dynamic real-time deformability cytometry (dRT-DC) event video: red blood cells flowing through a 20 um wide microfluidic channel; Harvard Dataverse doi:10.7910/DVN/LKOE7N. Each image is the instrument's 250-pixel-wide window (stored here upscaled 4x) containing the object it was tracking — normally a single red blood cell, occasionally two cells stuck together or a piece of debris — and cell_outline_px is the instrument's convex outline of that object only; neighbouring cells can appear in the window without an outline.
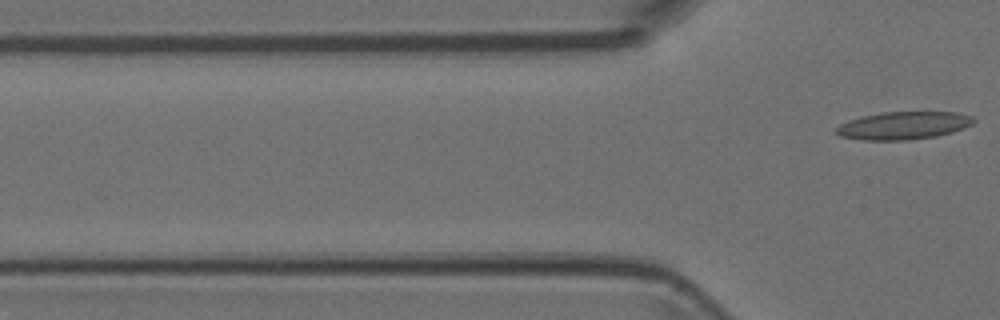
{"species": "Egyptian fruit bat (a non-hibernating species)", "species_latin": "Rousettus aegyptiacus", "temperature_condition": "room temperature", "stored_images_in_passage": 6, "segment_of_instrument_passage": [2, 2], "camera_frame_rate_fps": 3000, "um_per_image_px": 0.085, "animal": {"sex": "female"}, "frame": {"image": 1, "passage_image": 6, "time_ms": 1.667, "image_size_px": [1000, 320], "cell_outline_px": [[976, 120], [972, 124], [964, 128], [952, 132], [936, 136], [908, 140], [864, 140], [840, 136], [832, 132], [840, 124], [848, 120], [860, 116], [884, 112], [956, 112], [972, 116]], "centroid_in_image_um": [76.77, 10.67], "position_along_channel_um": 49.0, "area_um2": 22.37}}